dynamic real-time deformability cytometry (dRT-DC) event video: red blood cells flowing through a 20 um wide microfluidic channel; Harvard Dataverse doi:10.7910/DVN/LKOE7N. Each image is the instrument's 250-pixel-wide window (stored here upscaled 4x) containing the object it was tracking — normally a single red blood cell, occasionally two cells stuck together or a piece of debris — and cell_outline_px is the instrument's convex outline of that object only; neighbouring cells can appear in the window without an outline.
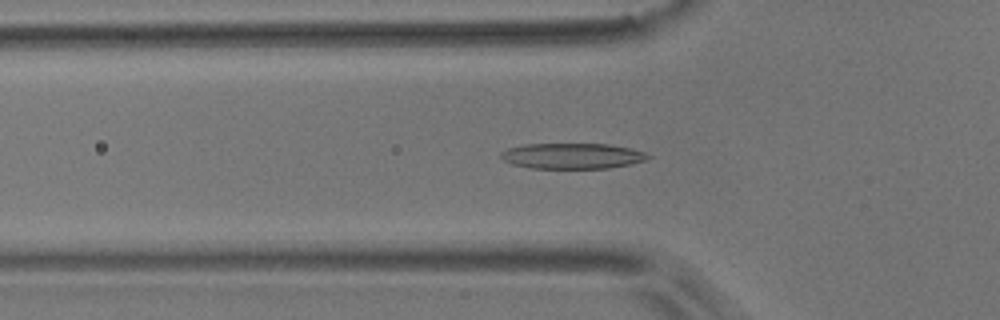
{"species": "common noctule bat (a hibernating species)", "species_latin": "Nyctalus noctula", "temperature_condition": "room temperature", "stored_images_in_passage": 46, "camera_frame_rate_fps": 3000, "um_per_image_px": 0.085, "animal": {"sex": "male", "body_mass_g": 17.9}, "frame": {"image": 1, "passage_image": 10, "time_ms": 3.0, "image_size_px": [1000, 320], "cell_outline_px": [[652, 156], [648, 160], [632, 164], [608, 168], [532, 168], [512, 164], [504, 160], [500, 156], [500, 152], [508, 148], [524, 144], [608, 144], [632, 148], [644, 152]], "centroid_in_image_um": [48.68, 13.25], "position_along_channel_um": 77.1, "area_um2": 22.08}}
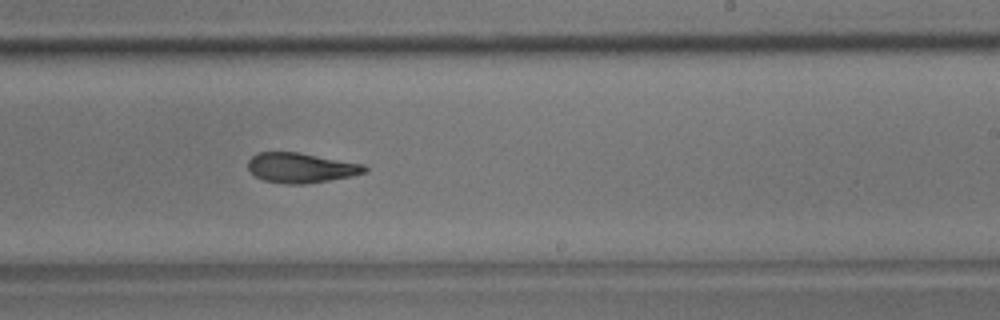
{"frame": {"image": 2, "passage_image": 25, "time_ms": 8.0, "image_size_px": [1000, 320], "cell_outline_px": [[368, 172], [352, 176], [304, 184], [284, 184], [264, 180], [256, 176], [248, 168], [248, 160], [256, 152], [300, 152], [364, 164], [368, 168]], "centroid_in_image_um": [25.6, 14.25], "position_along_channel_um": 263.4, "area_um2": 20.46}}
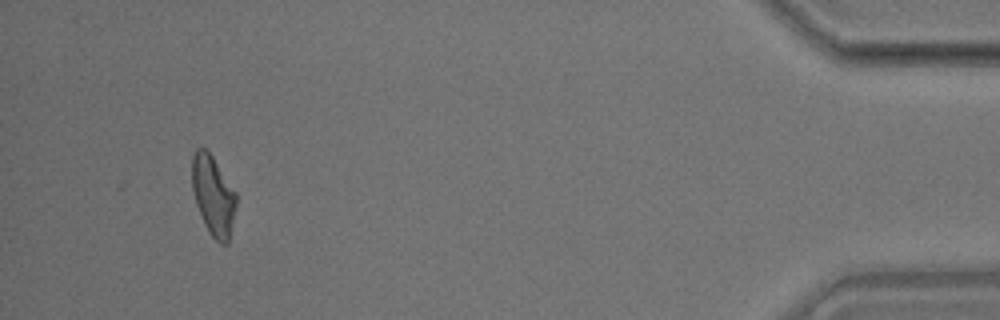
{"frame": {"image": 3, "passage_image": 43, "time_ms": 14.0, "image_size_px": [1000, 320], "cell_outline_px": [[236, 204], [228, 244], [220, 244], [208, 232], [204, 224], [196, 204], [192, 188], [192, 152], [196, 148], [204, 148], [212, 156], [236, 192]], "centroid_in_image_um": [18.11, 16.62], "position_along_channel_um": 417.1, "area_um2": 20.46}, "authors_computed_cell_mechanics": {"area_um2": 21.1837, "velocity_mm_per_s": 3.7111, "shape_relaxation_time_tau1_ms": 8.8728, "shape_relaxation_time_tau2_ms": 3.9349, "deformation_change_tau1": 0.2472, "deformation_change_tau2": 0.1394}}